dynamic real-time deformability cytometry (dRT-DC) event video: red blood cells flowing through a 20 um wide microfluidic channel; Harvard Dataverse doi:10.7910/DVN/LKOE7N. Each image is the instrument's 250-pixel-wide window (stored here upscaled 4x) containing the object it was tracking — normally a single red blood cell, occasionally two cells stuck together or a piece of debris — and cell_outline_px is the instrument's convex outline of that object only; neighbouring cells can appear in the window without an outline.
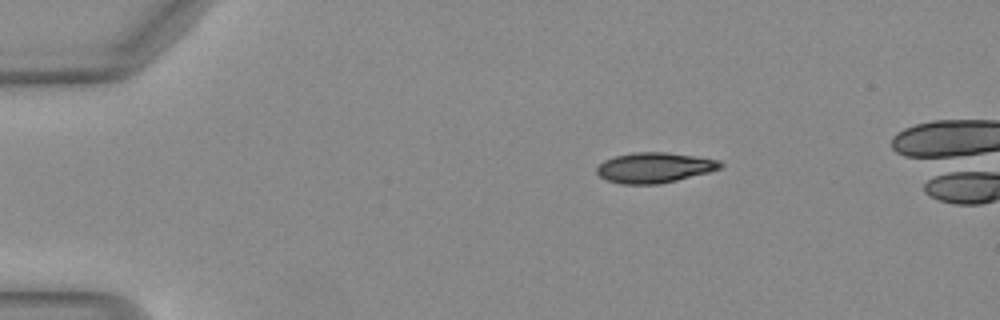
{"species": "Egyptian fruit bat (a non-hibernating species)", "species_latin": "Rousettus aegyptiacus", "temperature_condition": "warm", "stored_images_in_passage": 41, "camera_frame_rate_fps": 3000, "um_per_image_px": 0.085, "animal": {"sex": "female"}, "frame": {"image": 1, "passage_image": 1, "time_ms": 0.0, "image_size_px": [1000, 320], "cell_outline_px": [[724, 164], [720, 168], [708, 172], [676, 180], [656, 184], [620, 184], [608, 180], [600, 176], [596, 172], [596, 168], [604, 160], [616, 156], [632, 152], [664, 152], [696, 156], [720, 160]], "centroid_in_image_um": [55.62, 14.24], "position_along_channel_um": 29.4, "area_um2": 21.68}}
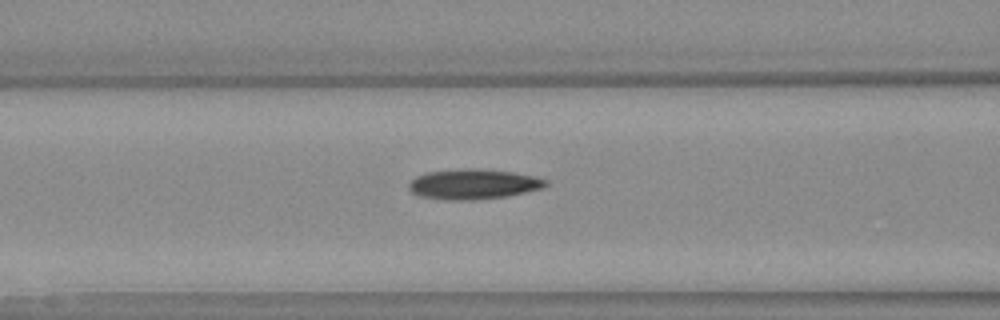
{"frame": {"image": 2, "passage_image": 13, "time_ms": 4.0, "image_size_px": [1000, 320], "cell_outline_px": [[548, 184], [544, 188], [508, 196], [472, 200], [444, 200], [420, 196], [412, 192], [408, 188], [408, 184], [416, 176], [428, 172], [468, 168], [472, 168], [508, 172], [532, 176], [548, 180]], "centroid_in_image_um": [40.22, 15.67], "position_along_channel_um": 126.4, "area_um2": 23.87}}
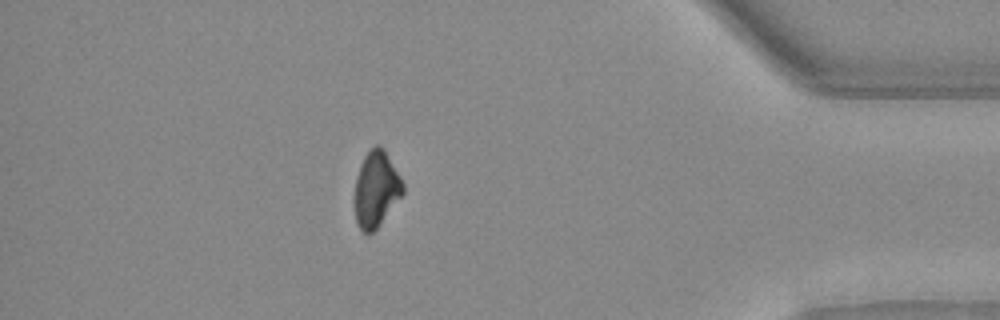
{"frame": {"image": 3, "passage_image": 36, "time_ms": 11.667, "image_size_px": [1000, 320], "cell_outline_px": [[404, 192], [380, 224], [368, 236], [360, 228], [356, 220], [356, 176], [360, 164], [364, 156], [376, 144], [380, 144], [384, 148], [400, 176], [404, 184]], "centroid_in_image_um": [31.99, 16.05], "position_along_channel_um": 403.2, "area_um2": 21.04}, "authors_computed_cell_mechanics": {"area_um2": 22.542, "velocity_mm_per_s": 4.1291, "shape_relaxation_time_tau1_ms": 4.0021, "shape_relaxation_time_tau2_ms": null, "deformation_change_tau1": 0.1404, "deformation_change_tau2": null}}